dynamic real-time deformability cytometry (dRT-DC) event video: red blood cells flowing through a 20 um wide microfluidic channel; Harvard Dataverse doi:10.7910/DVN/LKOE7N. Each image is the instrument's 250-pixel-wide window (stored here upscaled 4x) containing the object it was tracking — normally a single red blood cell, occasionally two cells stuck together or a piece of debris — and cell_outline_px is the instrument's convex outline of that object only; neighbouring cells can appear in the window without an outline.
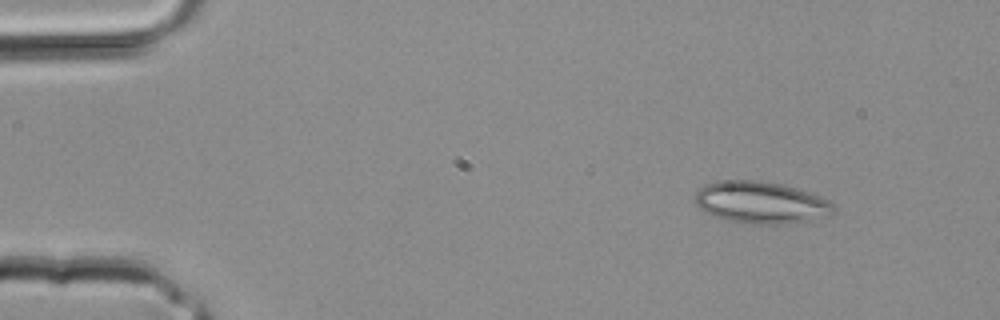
{"species": "common noctule bat (a hibernating species)", "species_latin": "Nyctalus noctula", "temperature_condition": "room temperature", "stored_images_in_passage": 2, "camera_frame_rate_fps": 3000, "um_per_image_px": 0.085, "animal": {"sex": "male", "body_mass_g": 20.4}, "frame": {"image": 1, "passage_image": 2, "time_ms": 0.333, "image_size_px": [1000, 320], "cell_outline_px": [[836, 212], [828, 216], [808, 220], [784, 224], [752, 224], [728, 220], [704, 212], [696, 204], [696, 192], [704, 184], [720, 180], [756, 180], [780, 184], [796, 188], [820, 196], [828, 200], [836, 208]], "centroid_in_image_um": [64.69, 17.21], "position_along_channel_um": 20.3, "area_um2": 33.81}}